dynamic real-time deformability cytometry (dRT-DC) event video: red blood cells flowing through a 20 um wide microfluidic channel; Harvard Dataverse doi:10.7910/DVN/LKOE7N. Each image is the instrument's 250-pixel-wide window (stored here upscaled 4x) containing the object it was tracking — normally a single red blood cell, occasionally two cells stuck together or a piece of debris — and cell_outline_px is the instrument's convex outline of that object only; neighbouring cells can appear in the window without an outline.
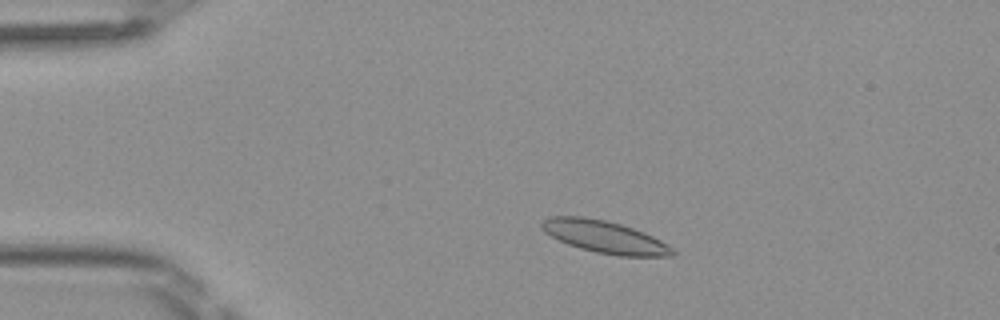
{"species": "Egyptian fruit bat (a non-hibernating species)", "species_latin": "Rousettus aegyptiacus", "temperature_condition": "room temperature", "stored_images_in_passage": 48, "camera_frame_rate_fps": 3000, "um_per_image_px": 0.085, "frame": {"image": 1, "passage_image": 8, "time_ms": 2.333, "image_size_px": [1000, 320], "cell_outline_px": [[676, 252], [672, 256], [616, 256], [596, 252], [580, 248], [568, 244], [544, 232], [540, 228], [540, 224], [548, 216], [584, 216], [604, 220], [620, 224], [632, 228], [652, 236], [668, 244]], "centroid_in_image_um": [51.38, 20.13], "position_along_channel_um": 33.6, "area_um2": 24.51}}
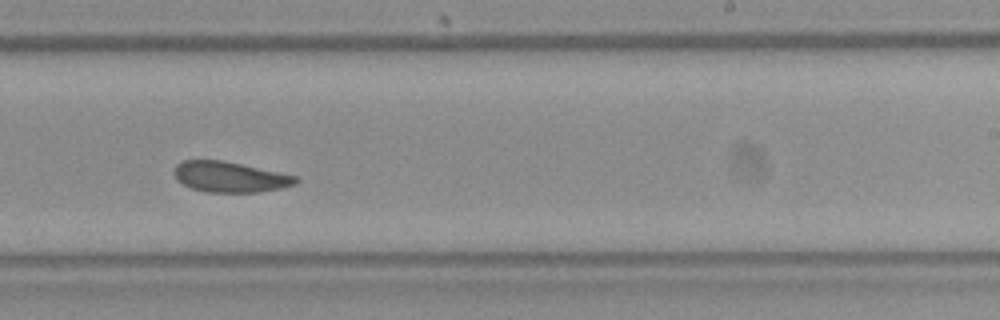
{"frame": {"image": 2, "passage_image": 29, "time_ms": 9.333, "image_size_px": [1000, 320], "cell_outline_px": [[300, 180], [296, 184], [280, 188], [256, 192], [204, 192], [192, 188], [176, 180], [172, 172], [176, 164], [180, 160], [224, 160], [296, 176]], "centroid_in_image_um": [19.49, 15.03], "position_along_channel_um": 269.5, "area_um2": 21.73}}
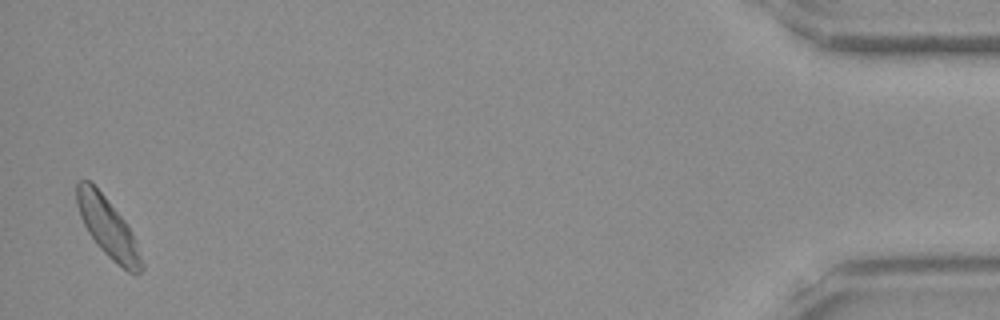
{"frame": {"image": 3, "passage_image": 47, "time_ms": 15.333, "image_size_px": [1000, 320], "cell_outline_px": [[144, 268], [140, 272], [128, 272], [112, 260], [96, 244], [88, 232], [80, 216], [76, 204], [76, 184], [80, 180], [88, 180], [104, 196], [124, 220], [132, 232], [136, 240], [144, 264]], "centroid_in_image_um": [9.17, 19.36], "position_along_channel_um": 426.0, "area_um2": 22.14}, "authors_computed_cell_mechanics": {"area_um2": 22.6576, "velocity_mm_per_s": 4.0564, "shape_relaxation_time_tau1_ms": 4.3833, "shape_relaxation_time_tau2_ms": 3.1431, "deformation_change_tau1": 0.0883, "deformation_change_tau2": 0.0703}}